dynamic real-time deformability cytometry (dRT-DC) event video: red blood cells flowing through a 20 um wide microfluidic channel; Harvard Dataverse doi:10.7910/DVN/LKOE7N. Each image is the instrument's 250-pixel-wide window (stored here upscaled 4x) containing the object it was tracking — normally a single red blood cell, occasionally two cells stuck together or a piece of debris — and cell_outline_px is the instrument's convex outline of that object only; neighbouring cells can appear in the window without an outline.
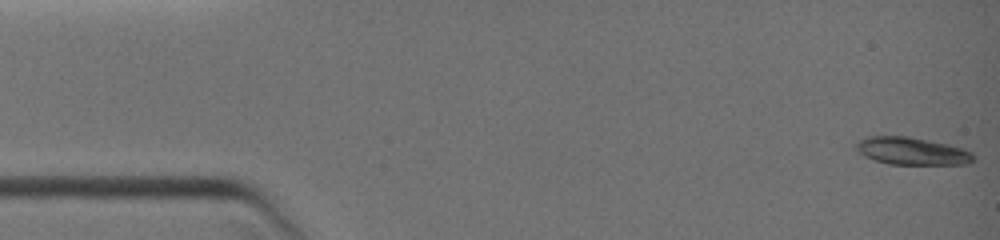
{"species": "common noctule bat (a hibernating species)", "species_latin": "Nyctalus noctula", "temperature_condition": "warm", "stored_images_in_passage": 17, "camera_frame_rate_fps": 3000, "um_per_image_px": 0.085, "animal": {"sex": "female", "body_mass_g": 19.0, "forearm_length_mm": 51.5}, "frame": {"image": 1, "passage_image": 1, "time_ms": 0.0, "image_size_px": [1000, 240], "cell_outline_px": [[976, 156], [968, 164], [888, 164], [864, 156], [856, 148], [856, 144], [860, 140], [868, 136], [908, 136], [948, 144], [964, 148], [972, 152]], "centroid_in_image_um": [77.55, 12.84], "position_along_channel_um": 7.4, "area_um2": 18.73}}
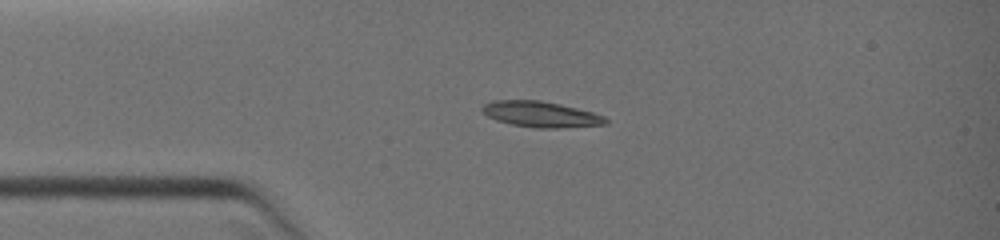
{"frame": {"image": 2, "passage_image": 15, "time_ms": 3.0, "image_size_px": [1000, 240], "cell_outline_px": [[608, 124], [560, 128], [536, 128], [512, 124], [496, 120], [488, 116], [480, 108], [484, 104], [492, 100], [540, 100], [560, 104], [592, 112], [604, 116], [608, 120]], "centroid_in_image_um": [45.97, 9.71], "position_along_channel_um": 39.0, "area_um2": 18.5}}